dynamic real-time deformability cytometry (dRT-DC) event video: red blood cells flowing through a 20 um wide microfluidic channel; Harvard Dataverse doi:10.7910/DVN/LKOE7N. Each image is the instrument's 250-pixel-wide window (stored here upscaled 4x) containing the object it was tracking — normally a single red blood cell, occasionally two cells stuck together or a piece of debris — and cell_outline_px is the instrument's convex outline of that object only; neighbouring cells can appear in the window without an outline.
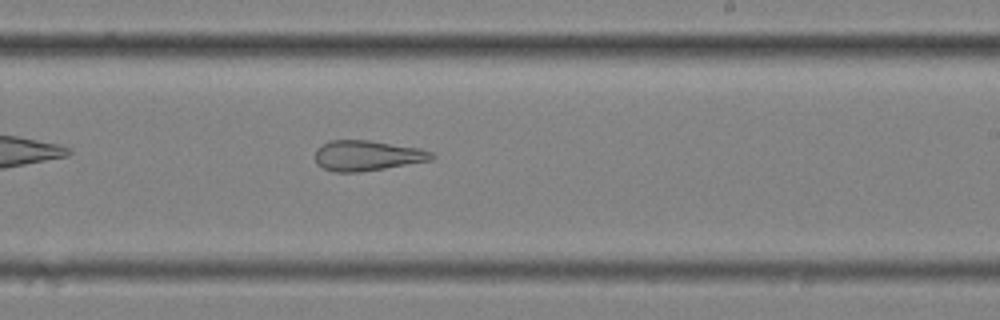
{"species": "common noctule bat (a hibernating species)", "species_latin": "Nyctalus noctula", "temperature_condition": "cold", "stored_images_in_passage": 42, "camera_frame_rate_fps": 3000, "um_per_image_px": 0.085, "animal": {"sex": "female", "body_mass_g": 25.1}, "frame": {"image": 1, "passage_image": 19, "time_ms": 6.0, "image_size_px": [1000, 320], "cell_outline_px": [[436, 156], [432, 160], [384, 168], [356, 172], [336, 172], [324, 168], [316, 164], [316, 148], [320, 144], [328, 140], [368, 140], [420, 148], [432, 152]], "centroid_in_image_um": [31.19, 13.21], "position_along_channel_um": 257.8, "area_um2": 20.58}, "authors_computed_cell_mechanics": {"area_um2": 24.565, "velocity_mm_per_s": 3.527, "shape_relaxation_time_tau1_ms": null, "shape_relaxation_time_tau2_ms": 3.3388, "deformation_change_tau1": null, "deformation_change_tau2": 0.1482}}